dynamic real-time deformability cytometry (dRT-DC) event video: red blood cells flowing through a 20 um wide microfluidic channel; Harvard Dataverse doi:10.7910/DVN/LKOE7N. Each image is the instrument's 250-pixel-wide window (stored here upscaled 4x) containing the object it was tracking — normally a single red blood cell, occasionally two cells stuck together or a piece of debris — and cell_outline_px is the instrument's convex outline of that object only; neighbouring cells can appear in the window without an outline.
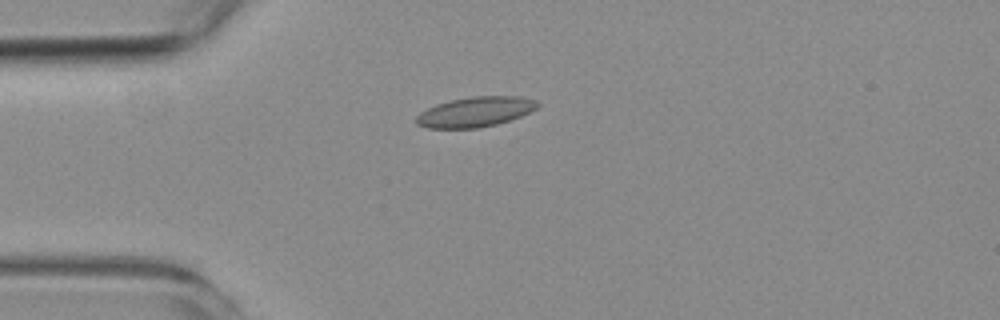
{"species": "common noctule bat (a hibernating species)", "species_latin": "Nyctalus noctula", "temperature_condition": "room temperature", "stored_images_in_passage": 6, "camera_frame_rate_fps": 3000, "um_per_image_px": 0.085, "animal": {"sex": "female", "body_mass_g": 19.3, "forearm_length_mm": 54.1}, "frame": {"image": 1, "passage_image": 4, "time_ms": 3.333, "image_size_px": [1000, 320], "cell_outline_px": [[540, 104], [536, 108], [520, 116], [496, 124], [476, 128], [428, 128], [416, 124], [416, 116], [420, 112], [436, 104], [452, 100], [472, 96], [520, 96], [536, 100]], "centroid_in_image_um": [40.39, 9.5], "position_along_channel_um": 44.6, "area_um2": 21.04}}
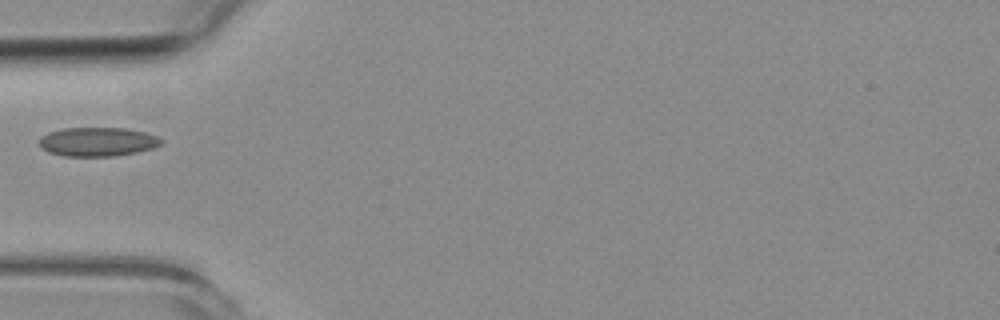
{"frame": {"image": 2, "passage_image": 5, "time_ms": 4.667, "image_size_px": [1000, 320], "cell_outline_px": [[164, 144], [152, 148], [136, 152], [116, 156], [64, 156], [48, 152], [40, 148], [36, 140], [40, 136], [48, 132], [60, 128], [124, 128], [144, 132], [156, 136], [164, 140]], "centroid_in_image_um": [8.24, 12.05], "position_along_channel_um": 76.8, "area_um2": 20.92}}
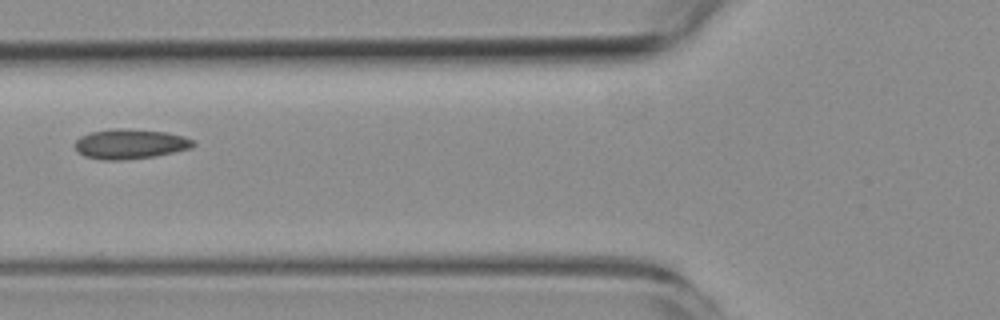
{"frame": {"image": 3, "passage_image": 6, "time_ms": 5.667, "image_size_px": [1000, 320], "cell_outline_px": [[196, 144], [192, 148], [152, 156], [120, 160], [104, 160], [84, 156], [76, 152], [76, 140], [80, 136], [88, 132], [112, 128], [128, 128], [164, 132], [184, 136], [192, 140]], "centroid_in_image_um": [11.02, 12.22], "position_along_channel_um": 114.8, "area_um2": 20.58}}